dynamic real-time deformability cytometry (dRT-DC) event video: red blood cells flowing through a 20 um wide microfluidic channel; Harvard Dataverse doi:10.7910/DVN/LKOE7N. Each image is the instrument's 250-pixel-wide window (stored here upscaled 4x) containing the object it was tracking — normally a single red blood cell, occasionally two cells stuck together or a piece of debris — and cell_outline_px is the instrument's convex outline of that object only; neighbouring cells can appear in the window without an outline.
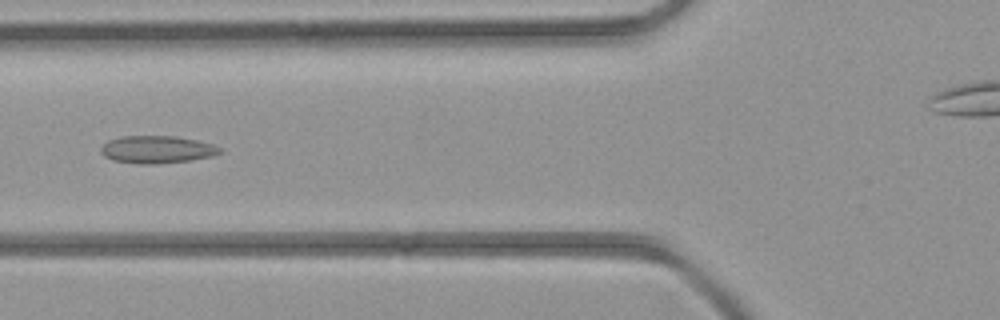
{"species": "common noctule bat (a hibernating species)", "species_latin": "Nyctalus noctula", "temperature_condition": "room temperature", "stored_images_in_passage": 3, "camera_frame_rate_fps": 3000, "um_per_image_px": 0.085, "animal": {"sex": "female", "body_mass_g": 21.9}, "frame": {"image": 1, "passage_image": 3, "time_ms": 2.333, "image_size_px": [1000, 320], "cell_outline_px": [[224, 152], [212, 156], [188, 160], [156, 164], [140, 164], [112, 160], [104, 156], [100, 152], [100, 148], [108, 140], [120, 136], [176, 136], [196, 140], [212, 144], [224, 148]], "centroid_in_image_um": [13.35, 12.7], "position_along_channel_um": 112.5, "area_um2": 19.19}}